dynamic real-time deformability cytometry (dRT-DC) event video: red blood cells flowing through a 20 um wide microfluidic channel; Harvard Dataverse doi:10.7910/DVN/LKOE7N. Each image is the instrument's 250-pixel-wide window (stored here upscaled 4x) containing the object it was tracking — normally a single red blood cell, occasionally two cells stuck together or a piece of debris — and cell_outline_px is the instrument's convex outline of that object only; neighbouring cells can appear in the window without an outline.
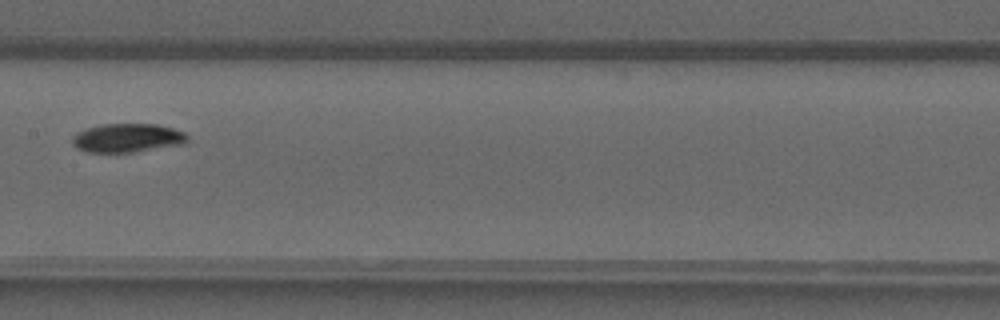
{"species": "common noctule bat (a hibernating species)", "species_latin": "Nyctalus noctula", "temperature_condition": "warm", "stored_images_in_passage": 6, "camera_frame_rate_fps": 3000, "um_per_image_px": 0.085, "animal": {"sex": "male", "forearm_length_mm": 52.5}, "frame": {"image": 1, "passage_image": 6, "time_ms": 5.667, "image_size_px": [1000, 320], "cell_outline_px": [[188, 144], [132, 152], [88, 152], [76, 148], [72, 144], [72, 136], [88, 128], [100, 124], [160, 124], [184, 132], [188, 136]], "centroid_in_image_um": [10.88, 11.73], "position_along_channel_um": 196.5, "area_um2": 19.42}}